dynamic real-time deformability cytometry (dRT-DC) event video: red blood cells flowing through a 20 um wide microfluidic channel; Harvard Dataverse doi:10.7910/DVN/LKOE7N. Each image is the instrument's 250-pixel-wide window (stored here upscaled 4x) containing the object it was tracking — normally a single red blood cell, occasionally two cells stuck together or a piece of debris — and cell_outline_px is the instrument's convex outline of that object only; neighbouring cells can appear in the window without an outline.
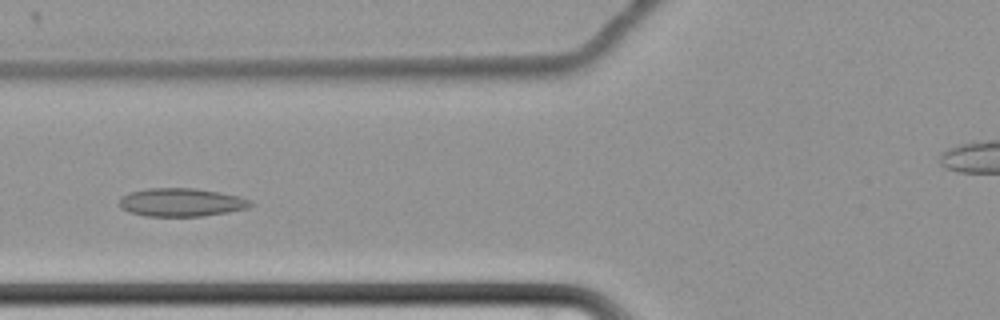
{"species": "common noctule bat (a hibernating species)", "species_latin": "Nyctalus noctula", "temperature_condition": "cold", "stored_images_in_passage": 52, "camera_frame_rate_fps": 3000, "um_per_image_px": 0.085, "animal": {"sex": "female", "body_mass_g": 22.7, "forearm_length_mm": 54.2}, "frame": {"image": 1, "passage_image": 15, "time_ms": 4.667, "image_size_px": [1000, 320], "cell_outline_px": [[256, 204], [248, 208], [228, 212], [200, 216], [144, 216], [128, 212], [120, 208], [120, 200], [128, 192], [148, 188], [196, 188], [220, 192], [240, 196], [252, 200]], "centroid_in_image_um": [15.45, 17.19], "position_along_channel_um": 110.4, "area_um2": 21.85}}
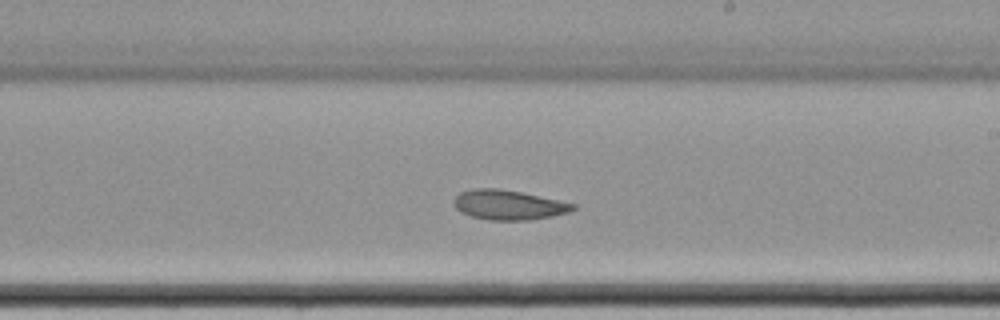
{"frame": {"image": 2, "passage_image": 27, "time_ms": 8.667, "image_size_px": [1000, 320], "cell_outline_px": [[576, 208], [568, 212], [552, 216], [528, 220], [488, 220], [472, 216], [460, 212], [452, 204], [452, 200], [460, 192], [472, 188], [496, 188], [520, 192], [560, 200], [576, 204]], "centroid_in_image_um": [43.19, 17.41], "position_along_channel_um": 245.8, "area_um2": 20.69}}
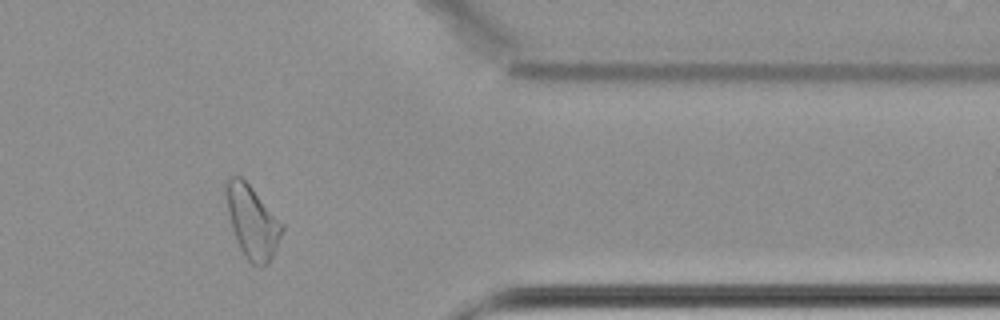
{"frame": {"image": 3, "passage_image": 41, "time_ms": 13.333, "image_size_px": [1000, 320], "cell_outline_px": [[284, 228], [276, 248], [268, 264], [260, 268], [252, 264], [244, 256], [236, 240], [232, 228], [228, 212], [224, 188], [228, 176], [240, 176], [252, 188], [284, 224]], "centroid_in_image_um": [21.43, 18.87], "position_along_channel_um": 390.0, "area_um2": 23.64}}